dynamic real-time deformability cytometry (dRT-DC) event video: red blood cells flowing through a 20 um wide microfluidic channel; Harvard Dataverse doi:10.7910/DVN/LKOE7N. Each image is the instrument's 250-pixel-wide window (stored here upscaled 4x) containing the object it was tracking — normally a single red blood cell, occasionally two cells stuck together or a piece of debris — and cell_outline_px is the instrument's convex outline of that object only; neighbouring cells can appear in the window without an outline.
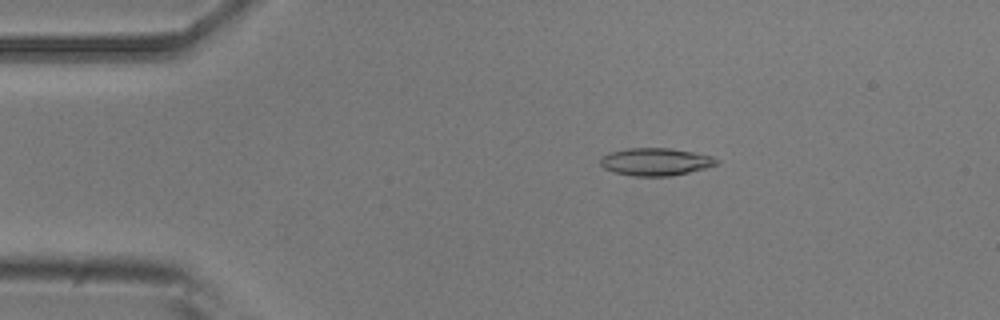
{"species": "common noctule bat (a hibernating species)", "species_latin": "Nyctalus noctula", "temperature_condition": "room temperature", "stored_images_in_passage": 51, "camera_frame_rate_fps": 3000, "um_per_image_px": 0.085, "animal": {"sex": "male", "body_mass_g": 20.5, "forearm_length_mm": 52.5}, "frame": {"image": 1, "passage_image": 9, "time_ms": 2.667, "image_size_px": [1000, 320], "cell_outline_px": [[720, 160], [716, 164], [704, 168], [688, 172], [668, 176], [632, 176], [612, 172], [604, 168], [600, 164], [600, 160], [608, 152], [628, 148], [672, 148], [712, 156]], "centroid_in_image_um": [55.69, 13.75], "position_along_channel_um": 29.3, "area_um2": 18.61}}
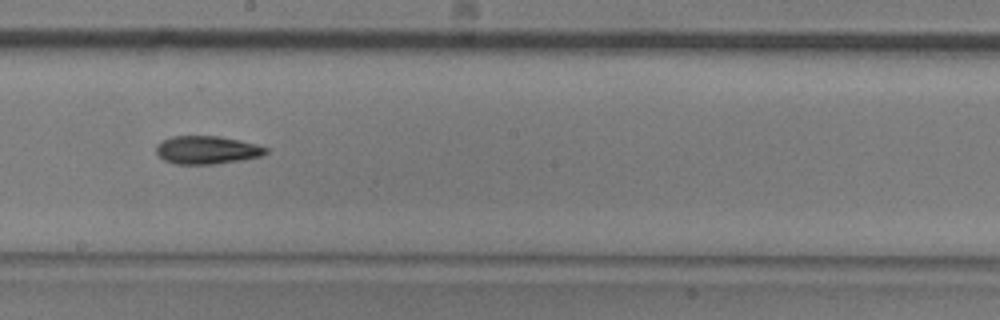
{"frame": {"image": 2, "passage_image": 28, "time_ms": 9.0, "image_size_px": [1000, 320], "cell_outline_px": [[268, 152], [264, 156], [244, 160], [212, 164], [176, 164], [164, 160], [156, 152], [156, 144], [160, 140], [172, 136], [220, 136], [240, 140], [256, 144], [268, 148]], "centroid_in_image_um": [17.61, 12.74], "position_along_channel_um": 230.6, "area_um2": 18.21}}
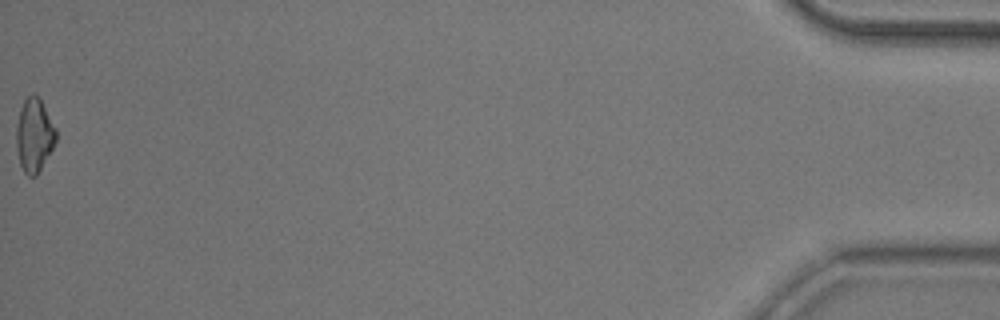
{"frame": {"image": 3, "passage_image": 51, "time_ms": 16.667, "image_size_px": [1000, 320], "cell_outline_px": [[56, 140], [52, 148], [36, 176], [28, 176], [24, 172], [20, 164], [16, 148], [16, 124], [20, 108], [24, 100], [32, 92], [40, 100], [56, 128]], "centroid_in_image_um": [2.88, 11.49], "position_along_channel_um": 432.3, "area_um2": 16.82}, "authors_computed_cell_mechanics": {"area_um2": 17.9758, "velocity_mm_per_s": 3.962, "shape_relaxation_time_tau1_ms": 5.441, "shape_relaxation_time_tau2_ms": null, "deformation_change_tau1": 0.1674, "deformation_change_tau2": null}}